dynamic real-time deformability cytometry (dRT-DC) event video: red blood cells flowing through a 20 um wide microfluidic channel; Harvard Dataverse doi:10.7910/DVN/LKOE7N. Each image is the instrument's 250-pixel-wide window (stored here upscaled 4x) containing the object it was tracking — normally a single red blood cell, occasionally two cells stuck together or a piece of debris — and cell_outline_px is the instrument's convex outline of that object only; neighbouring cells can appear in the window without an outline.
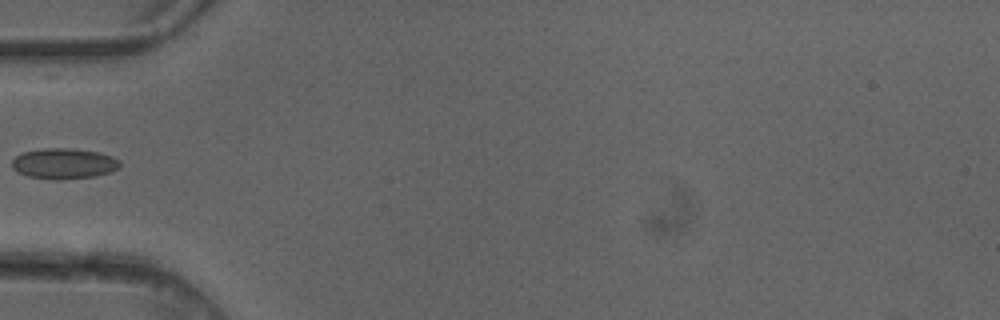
{"species": "common noctule bat (a hibernating species)", "species_latin": "Nyctalus noctula", "temperature_condition": "cold", "stored_images_in_passage": 4, "camera_frame_rate_fps": 3000, "um_per_image_px": 0.085, "animal": {"sex": "female"}, "frame": {"image": 1, "passage_image": 4, "time_ms": 1.0, "image_size_px": [1000, 320], "cell_outline_px": [[120, 168], [112, 172], [96, 176], [60, 180], [56, 180], [28, 176], [16, 172], [12, 168], [12, 160], [16, 156], [24, 152], [44, 148], [68, 148], [100, 152], [112, 156], [120, 160]], "centroid_in_image_um": [5.46, 13.91], "position_along_channel_um": 79.5, "area_um2": 19.48}}